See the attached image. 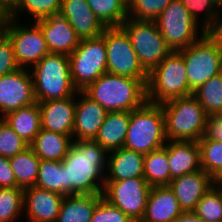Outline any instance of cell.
Segmentation results:
<instances>
[{"label":"cell","instance_id":"ab89813d","mask_svg":"<svg viewBox=\"0 0 222 222\" xmlns=\"http://www.w3.org/2000/svg\"><path fill=\"white\" fill-rule=\"evenodd\" d=\"M91 222H133L124 212L102 198L92 215Z\"/></svg>","mask_w":222,"mask_h":222},{"label":"cell","instance_id":"d590c367","mask_svg":"<svg viewBox=\"0 0 222 222\" xmlns=\"http://www.w3.org/2000/svg\"><path fill=\"white\" fill-rule=\"evenodd\" d=\"M200 167L213 177L222 169V142L202 137L199 141Z\"/></svg>","mask_w":222,"mask_h":222},{"label":"cell","instance_id":"9a60e30c","mask_svg":"<svg viewBox=\"0 0 222 222\" xmlns=\"http://www.w3.org/2000/svg\"><path fill=\"white\" fill-rule=\"evenodd\" d=\"M41 28L50 53L70 55L79 45L80 38L60 13L35 21Z\"/></svg>","mask_w":222,"mask_h":222},{"label":"cell","instance_id":"7c38bea8","mask_svg":"<svg viewBox=\"0 0 222 222\" xmlns=\"http://www.w3.org/2000/svg\"><path fill=\"white\" fill-rule=\"evenodd\" d=\"M102 34L107 52L108 73L148 79V72L140 64L129 36L121 27L106 28Z\"/></svg>","mask_w":222,"mask_h":222},{"label":"cell","instance_id":"c3c4849f","mask_svg":"<svg viewBox=\"0 0 222 222\" xmlns=\"http://www.w3.org/2000/svg\"><path fill=\"white\" fill-rule=\"evenodd\" d=\"M5 19H6V16L0 11V31L4 24Z\"/></svg>","mask_w":222,"mask_h":222},{"label":"cell","instance_id":"e575fe53","mask_svg":"<svg viewBox=\"0 0 222 222\" xmlns=\"http://www.w3.org/2000/svg\"><path fill=\"white\" fill-rule=\"evenodd\" d=\"M62 0H19L13 12L8 16L18 19V14L27 11L34 21L60 12ZM19 12V13H18Z\"/></svg>","mask_w":222,"mask_h":222},{"label":"cell","instance_id":"8d00e7d4","mask_svg":"<svg viewBox=\"0 0 222 222\" xmlns=\"http://www.w3.org/2000/svg\"><path fill=\"white\" fill-rule=\"evenodd\" d=\"M193 212L204 222H222L221 188L212 186L198 202Z\"/></svg>","mask_w":222,"mask_h":222},{"label":"cell","instance_id":"60d3db41","mask_svg":"<svg viewBox=\"0 0 222 222\" xmlns=\"http://www.w3.org/2000/svg\"><path fill=\"white\" fill-rule=\"evenodd\" d=\"M19 68L11 41L0 31V77L10 74Z\"/></svg>","mask_w":222,"mask_h":222},{"label":"cell","instance_id":"e0dca14e","mask_svg":"<svg viewBox=\"0 0 222 222\" xmlns=\"http://www.w3.org/2000/svg\"><path fill=\"white\" fill-rule=\"evenodd\" d=\"M38 102L41 129L69 135L73 139L76 97Z\"/></svg>","mask_w":222,"mask_h":222},{"label":"cell","instance_id":"7bdbcfd3","mask_svg":"<svg viewBox=\"0 0 222 222\" xmlns=\"http://www.w3.org/2000/svg\"><path fill=\"white\" fill-rule=\"evenodd\" d=\"M17 187L16 178L9 158L0 156V188Z\"/></svg>","mask_w":222,"mask_h":222},{"label":"cell","instance_id":"6da1fadb","mask_svg":"<svg viewBox=\"0 0 222 222\" xmlns=\"http://www.w3.org/2000/svg\"><path fill=\"white\" fill-rule=\"evenodd\" d=\"M107 154L94 140L72 142L66 157L61 161L66 168V196L103 194Z\"/></svg>","mask_w":222,"mask_h":222},{"label":"cell","instance_id":"ee69618b","mask_svg":"<svg viewBox=\"0 0 222 222\" xmlns=\"http://www.w3.org/2000/svg\"><path fill=\"white\" fill-rule=\"evenodd\" d=\"M208 33L216 40L220 50L222 51V18L208 31Z\"/></svg>","mask_w":222,"mask_h":222},{"label":"cell","instance_id":"d6a6232c","mask_svg":"<svg viewBox=\"0 0 222 222\" xmlns=\"http://www.w3.org/2000/svg\"><path fill=\"white\" fill-rule=\"evenodd\" d=\"M188 10L191 17L198 23V15L204 12L202 29L208 32L215 23L222 17L218 8H222V0H180Z\"/></svg>","mask_w":222,"mask_h":222},{"label":"cell","instance_id":"b9f144b4","mask_svg":"<svg viewBox=\"0 0 222 222\" xmlns=\"http://www.w3.org/2000/svg\"><path fill=\"white\" fill-rule=\"evenodd\" d=\"M203 137L222 142V115L207 117Z\"/></svg>","mask_w":222,"mask_h":222},{"label":"cell","instance_id":"ffe728a7","mask_svg":"<svg viewBox=\"0 0 222 222\" xmlns=\"http://www.w3.org/2000/svg\"><path fill=\"white\" fill-rule=\"evenodd\" d=\"M59 13L65 17L80 40L98 37L106 29L86 0H62Z\"/></svg>","mask_w":222,"mask_h":222},{"label":"cell","instance_id":"44dd1931","mask_svg":"<svg viewBox=\"0 0 222 222\" xmlns=\"http://www.w3.org/2000/svg\"><path fill=\"white\" fill-rule=\"evenodd\" d=\"M183 212L168 185L152 186L141 222H173Z\"/></svg>","mask_w":222,"mask_h":222},{"label":"cell","instance_id":"f6af8a7d","mask_svg":"<svg viewBox=\"0 0 222 222\" xmlns=\"http://www.w3.org/2000/svg\"><path fill=\"white\" fill-rule=\"evenodd\" d=\"M173 222H204L196 213L193 211L183 212Z\"/></svg>","mask_w":222,"mask_h":222},{"label":"cell","instance_id":"603a6c76","mask_svg":"<svg viewBox=\"0 0 222 222\" xmlns=\"http://www.w3.org/2000/svg\"><path fill=\"white\" fill-rule=\"evenodd\" d=\"M167 156L171 180L201 170L198 142L168 140Z\"/></svg>","mask_w":222,"mask_h":222},{"label":"cell","instance_id":"4fadbf2b","mask_svg":"<svg viewBox=\"0 0 222 222\" xmlns=\"http://www.w3.org/2000/svg\"><path fill=\"white\" fill-rule=\"evenodd\" d=\"M151 186L144 178L105 181L103 198L124 212L132 221L144 216Z\"/></svg>","mask_w":222,"mask_h":222},{"label":"cell","instance_id":"5bb4252c","mask_svg":"<svg viewBox=\"0 0 222 222\" xmlns=\"http://www.w3.org/2000/svg\"><path fill=\"white\" fill-rule=\"evenodd\" d=\"M33 80L29 69L18 70L0 77V113L18 110L35 103Z\"/></svg>","mask_w":222,"mask_h":222},{"label":"cell","instance_id":"3957f363","mask_svg":"<svg viewBox=\"0 0 222 222\" xmlns=\"http://www.w3.org/2000/svg\"><path fill=\"white\" fill-rule=\"evenodd\" d=\"M34 96L36 102L65 99L76 96L78 91L72 83L69 56L48 53L32 66Z\"/></svg>","mask_w":222,"mask_h":222},{"label":"cell","instance_id":"9c48e42d","mask_svg":"<svg viewBox=\"0 0 222 222\" xmlns=\"http://www.w3.org/2000/svg\"><path fill=\"white\" fill-rule=\"evenodd\" d=\"M70 75L73 86L83 91L107 72V52L104 35L83 39L69 55Z\"/></svg>","mask_w":222,"mask_h":222},{"label":"cell","instance_id":"1f68e13d","mask_svg":"<svg viewBox=\"0 0 222 222\" xmlns=\"http://www.w3.org/2000/svg\"><path fill=\"white\" fill-rule=\"evenodd\" d=\"M192 95L203 106L207 116L222 115V72L199 86Z\"/></svg>","mask_w":222,"mask_h":222},{"label":"cell","instance_id":"d4e9b609","mask_svg":"<svg viewBox=\"0 0 222 222\" xmlns=\"http://www.w3.org/2000/svg\"><path fill=\"white\" fill-rule=\"evenodd\" d=\"M13 131L29 146L41 130V118L38 102L20 107L2 117Z\"/></svg>","mask_w":222,"mask_h":222},{"label":"cell","instance_id":"7402d4cb","mask_svg":"<svg viewBox=\"0 0 222 222\" xmlns=\"http://www.w3.org/2000/svg\"><path fill=\"white\" fill-rule=\"evenodd\" d=\"M105 181L144 178V154L127 148L108 152ZM111 154V155H110Z\"/></svg>","mask_w":222,"mask_h":222},{"label":"cell","instance_id":"74e56055","mask_svg":"<svg viewBox=\"0 0 222 222\" xmlns=\"http://www.w3.org/2000/svg\"><path fill=\"white\" fill-rule=\"evenodd\" d=\"M173 0H131L128 3V18L155 21Z\"/></svg>","mask_w":222,"mask_h":222},{"label":"cell","instance_id":"8992f818","mask_svg":"<svg viewBox=\"0 0 222 222\" xmlns=\"http://www.w3.org/2000/svg\"><path fill=\"white\" fill-rule=\"evenodd\" d=\"M192 94L185 61L179 51H172L148 73L146 97L150 103L162 104Z\"/></svg>","mask_w":222,"mask_h":222},{"label":"cell","instance_id":"4316f807","mask_svg":"<svg viewBox=\"0 0 222 222\" xmlns=\"http://www.w3.org/2000/svg\"><path fill=\"white\" fill-rule=\"evenodd\" d=\"M72 142L69 135L41 129L30 147L40 160L62 161Z\"/></svg>","mask_w":222,"mask_h":222},{"label":"cell","instance_id":"7dc6e473","mask_svg":"<svg viewBox=\"0 0 222 222\" xmlns=\"http://www.w3.org/2000/svg\"><path fill=\"white\" fill-rule=\"evenodd\" d=\"M212 180L214 187L222 189V169L212 177Z\"/></svg>","mask_w":222,"mask_h":222},{"label":"cell","instance_id":"83f0119b","mask_svg":"<svg viewBox=\"0 0 222 222\" xmlns=\"http://www.w3.org/2000/svg\"><path fill=\"white\" fill-rule=\"evenodd\" d=\"M9 162L16 178L17 187L24 190L35 186L40 159L30 146L10 157Z\"/></svg>","mask_w":222,"mask_h":222},{"label":"cell","instance_id":"484cf974","mask_svg":"<svg viewBox=\"0 0 222 222\" xmlns=\"http://www.w3.org/2000/svg\"><path fill=\"white\" fill-rule=\"evenodd\" d=\"M103 194L64 196L56 222H91L93 212Z\"/></svg>","mask_w":222,"mask_h":222},{"label":"cell","instance_id":"2e32d148","mask_svg":"<svg viewBox=\"0 0 222 222\" xmlns=\"http://www.w3.org/2000/svg\"><path fill=\"white\" fill-rule=\"evenodd\" d=\"M73 141L94 140L108 113L99 103L83 91H77Z\"/></svg>","mask_w":222,"mask_h":222},{"label":"cell","instance_id":"30bf717a","mask_svg":"<svg viewBox=\"0 0 222 222\" xmlns=\"http://www.w3.org/2000/svg\"><path fill=\"white\" fill-rule=\"evenodd\" d=\"M18 23V20L6 16L1 31L12 43L18 66L27 69L28 66L36 65L50 51L42 30L35 21L28 26Z\"/></svg>","mask_w":222,"mask_h":222},{"label":"cell","instance_id":"d6986e66","mask_svg":"<svg viewBox=\"0 0 222 222\" xmlns=\"http://www.w3.org/2000/svg\"><path fill=\"white\" fill-rule=\"evenodd\" d=\"M174 192L184 212L194 211L198 202L213 186L210 175L202 169L173 178L168 185Z\"/></svg>","mask_w":222,"mask_h":222},{"label":"cell","instance_id":"8fae6325","mask_svg":"<svg viewBox=\"0 0 222 222\" xmlns=\"http://www.w3.org/2000/svg\"><path fill=\"white\" fill-rule=\"evenodd\" d=\"M155 22L166 44L172 51L187 48L205 33L201 29L200 36L197 35L199 23L191 17L180 0L171 1Z\"/></svg>","mask_w":222,"mask_h":222},{"label":"cell","instance_id":"f546056e","mask_svg":"<svg viewBox=\"0 0 222 222\" xmlns=\"http://www.w3.org/2000/svg\"><path fill=\"white\" fill-rule=\"evenodd\" d=\"M35 187L66 196V168L62 162L40 160Z\"/></svg>","mask_w":222,"mask_h":222},{"label":"cell","instance_id":"277c9868","mask_svg":"<svg viewBox=\"0 0 222 222\" xmlns=\"http://www.w3.org/2000/svg\"><path fill=\"white\" fill-rule=\"evenodd\" d=\"M167 141L161 104L146 101L141 107L130 111L124 148L145 155L163 148Z\"/></svg>","mask_w":222,"mask_h":222},{"label":"cell","instance_id":"52a82bcc","mask_svg":"<svg viewBox=\"0 0 222 222\" xmlns=\"http://www.w3.org/2000/svg\"><path fill=\"white\" fill-rule=\"evenodd\" d=\"M179 52L185 61L189 89L192 92L222 72V51L208 32Z\"/></svg>","mask_w":222,"mask_h":222},{"label":"cell","instance_id":"f35d334b","mask_svg":"<svg viewBox=\"0 0 222 222\" xmlns=\"http://www.w3.org/2000/svg\"><path fill=\"white\" fill-rule=\"evenodd\" d=\"M29 145L0 117V156L13 157Z\"/></svg>","mask_w":222,"mask_h":222},{"label":"cell","instance_id":"ac0fdd59","mask_svg":"<svg viewBox=\"0 0 222 222\" xmlns=\"http://www.w3.org/2000/svg\"><path fill=\"white\" fill-rule=\"evenodd\" d=\"M64 196L30 187L24 189L23 213L29 222H56Z\"/></svg>","mask_w":222,"mask_h":222},{"label":"cell","instance_id":"bcb514c9","mask_svg":"<svg viewBox=\"0 0 222 222\" xmlns=\"http://www.w3.org/2000/svg\"><path fill=\"white\" fill-rule=\"evenodd\" d=\"M18 1L19 0H0V11L5 16H9L17 6Z\"/></svg>","mask_w":222,"mask_h":222},{"label":"cell","instance_id":"f1b7e54d","mask_svg":"<svg viewBox=\"0 0 222 222\" xmlns=\"http://www.w3.org/2000/svg\"><path fill=\"white\" fill-rule=\"evenodd\" d=\"M144 179L151 187L170 184L167 144L163 148L144 155Z\"/></svg>","mask_w":222,"mask_h":222},{"label":"cell","instance_id":"836d02e7","mask_svg":"<svg viewBox=\"0 0 222 222\" xmlns=\"http://www.w3.org/2000/svg\"><path fill=\"white\" fill-rule=\"evenodd\" d=\"M24 190L0 188V222H16L23 213Z\"/></svg>","mask_w":222,"mask_h":222},{"label":"cell","instance_id":"5b68a950","mask_svg":"<svg viewBox=\"0 0 222 222\" xmlns=\"http://www.w3.org/2000/svg\"><path fill=\"white\" fill-rule=\"evenodd\" d=\"M161 106L167 140L198 142L203 137L208 116L193 95L174 98Z\"/></svg>","mask_w":222,"mask_h":222},{"label":"cell","instance_id":"cb8c5ba5","mask_svg":"<svg viewBox=\"0 0 222 222\" xmlns=\"http://www.w3.org/2000/svg\"><path fill=\"white\" fill-rule=\"evenodd\" d=\"M129 118V111L108 112L94 141L107 152L122 148L128 132Z\"/></svg>","mask_w":222,"mask_h":222},{"label":"cell","instance_id":"7a4b0ae2","mask_svg":"<svg viewBox=\"0 0 222 222\" xmlns=\"http://www.w3.org/2000/svg\"><path fill=\"white\" fill-rule=\"evenodd\" d=\"M147 80L106 72L89 84L83 92L107 112H130L147 101Z\"/></svg>","mask_w":222,"mask_h":222},{"label":"cell","instance_id":"ba28073f","mask_svg":"<svg viewBox=\"0 0 222 222\" xmlns=\"http://www.w3.org/2000/svg\"><path fill=\"white\" fill-rule=\"evenodd\" d=\"M120 27L129 36L140 64L148 73L172 52L155 21L127 18Z\"/></svg>","mask_w":222,"mask_h":222},{"label":"cell","instance_id":"4dcf8cb0","mask_svg":"<svg viewBox=\"0 0 222 222\" xmlns=\"http://www.w3.org/2000/svg\"><path fill=\"white\" fill-rule=\"evenodd\" d=\"M95 16L106 27H120L128 18L125 0H86Z\"/></svg>","mask_w":222,"mask_h":222}]
</instances>
